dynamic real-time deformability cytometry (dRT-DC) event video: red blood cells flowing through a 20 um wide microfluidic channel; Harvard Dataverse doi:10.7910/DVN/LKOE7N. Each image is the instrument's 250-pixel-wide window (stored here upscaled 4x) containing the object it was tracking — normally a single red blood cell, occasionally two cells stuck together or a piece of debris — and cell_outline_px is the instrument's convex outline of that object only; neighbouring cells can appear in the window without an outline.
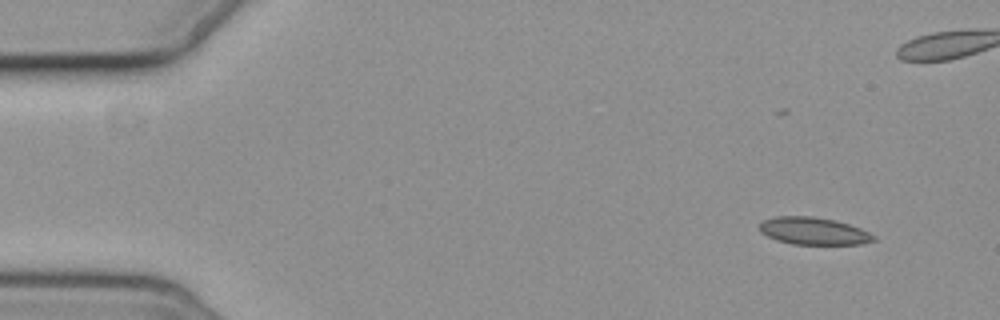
{"species": "common noctule bat (a hibernating species)", "species_latin": "Nyctalus noctula", "temperature_condition": "cold", "stored_images_in_passage": 6, "camera_frame_rate_fps": 3000, "um_per_image_px": 0.085, "animal": {"sex": "female", "body_mass_g": 19.3, "forearm_length_mm": 54.1}, "frame": {"image": 1, "passage_image": 1, "time_ms": 0.0, "image_size_px": [1000, 320], "cell_outline_px": [[876, 240], [860, 244], [792, 244], [776, 240], [760, 232], [760, 224], [764, 220], [776, 216], [812, 216], [836, 220], [860, 228], [876, 236]], "centroid_in_image_um": [69.16, 19.63], "position_along_channel_um": 15.8, "area_um2": 18.15}}
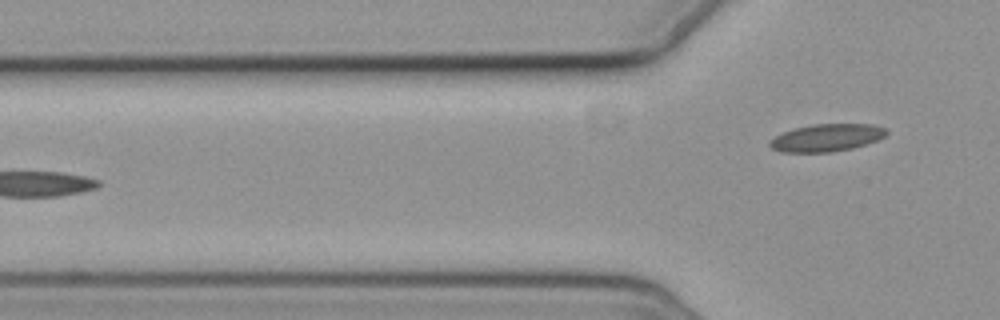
{"frame": {"image": 2, "passage_image": 6, "time_ms": 6.0, "image_size_px": [1000, 320], "cell_outline_px": [[888, 132], [884, 136], [876, 140], [852, 148], [832, 152], [780, 152], [772, 148], [768, 144], [768, 140], [784, 132], [796, 128], [812, 124], [872, 124], [884, 128]], "centroid_in_image_um": [70.23, 11.71], "position_along_channel_um": 55.6, "area_um2": 18.5}}